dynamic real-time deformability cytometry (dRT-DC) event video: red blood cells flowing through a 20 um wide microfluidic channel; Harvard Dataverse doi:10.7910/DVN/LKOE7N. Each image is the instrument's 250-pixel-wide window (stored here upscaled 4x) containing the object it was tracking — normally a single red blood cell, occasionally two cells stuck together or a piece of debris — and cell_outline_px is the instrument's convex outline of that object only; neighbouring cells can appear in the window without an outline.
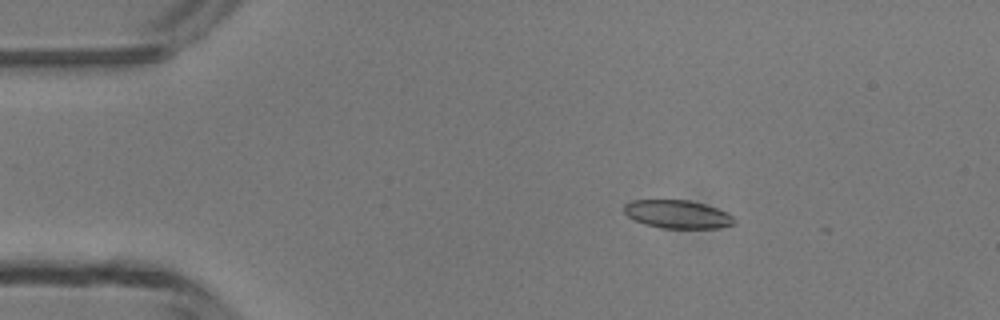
{"species": "common noctule bat (a hibernating species)", "species_latin": "Nyctalus noctula", "temperature_condition": "room temperature", "stored_images_in_passage": 4, "camera_frame_rate_fps": 3000, "um_per_image_px": 0.085, "animal": {"sex": "male", "body_mass_g": 13.3}, "frame": {"image": 1, "passage_image": 3, "time_ms": 2.0, "image_size_px": [1000, 320], "cell_outline_px": [[736, 224], [720, 228], [660, 228], [644, 224], [628, 216], [624, 212], [624, 204], [632, 200], [688, 200], [704, 204], [716, 208], [732, 216], [736, 220]], "centroid_in_image_um": [57.59, 18.22], "position_along_channel_um": 27.4, "area_um2": 18.09}}